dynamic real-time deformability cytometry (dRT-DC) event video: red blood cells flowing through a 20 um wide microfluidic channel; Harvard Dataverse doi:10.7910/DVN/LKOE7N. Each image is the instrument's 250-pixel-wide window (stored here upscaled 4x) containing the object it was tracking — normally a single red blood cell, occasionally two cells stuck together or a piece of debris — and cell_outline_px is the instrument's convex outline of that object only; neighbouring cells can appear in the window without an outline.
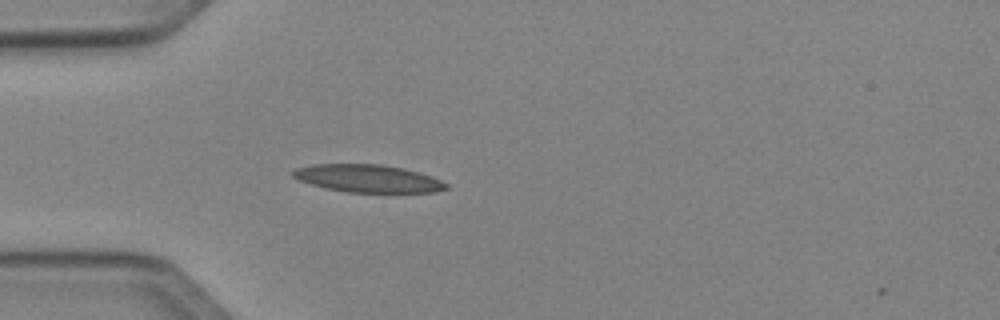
{"species": "Egyptian fruit bat (a non-hibernating species)", "species_latin": "Rousettus aegyptiacus", "temperature_condition": "cold", "stored_images_in_passage": 3, "camera_frame_rate_fps": 3000, "um_per_image_px": 0.085, "animal": {"sex": "female"}, "frame": {"image": 1, "passage_image": 2, "time_ms": 0.333, "image_size_px": [1000, 320], "cell_outline_px": [[448, 188], [436, 192], [348, 192], [328, 188], [312, 184], [300, 180], [292, 176], [292, 172], [296, 168], [312, 164], [380, 164], [420, 172], [432, 176], [448, 184]], "centroid_in_image_um": [31.3, 15.16], "position_along_channel_um": 53.7, "area_um2": 24.45}}